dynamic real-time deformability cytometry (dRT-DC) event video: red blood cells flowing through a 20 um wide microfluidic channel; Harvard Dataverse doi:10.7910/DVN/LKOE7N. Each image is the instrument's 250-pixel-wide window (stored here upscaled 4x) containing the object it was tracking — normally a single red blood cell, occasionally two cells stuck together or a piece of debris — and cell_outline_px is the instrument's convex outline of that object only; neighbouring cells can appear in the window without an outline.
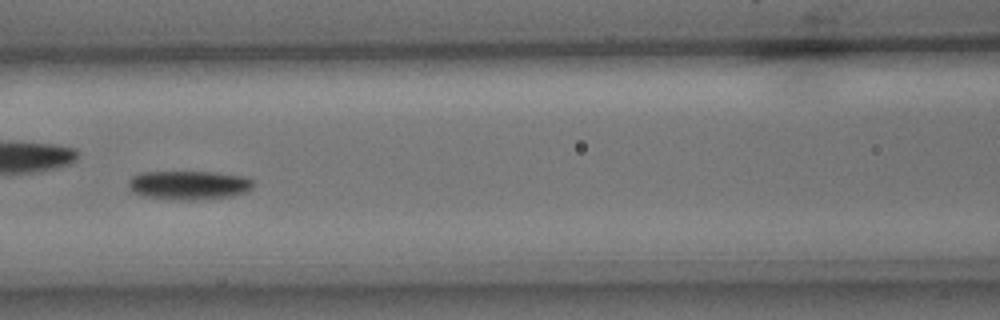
{"species": "common noctule bat (a hibernating species)", "species_latin": "Nyctalus noctula", "temperature_condition": "cold", "stored_images_in_passage": 9, "camera_frame_rate_fps": 3000, "um_per_image_px": 0.085, "animal": {"sex": "male", "body_mass_g": 15.6}, "frame": {"image": 1, "passage_image": 8, "time_ms": 8.333, "image_size_px": [1000, 320], "cell_outline_px": [[252, 188], [248, 192], [232, 196], [196, 200], [180, 200], [140, 196], [132, 192], [128, 188], [128, 180], [132, 176], [140, 172], [216, 172], [248, 176], [252, 180]], "centroid_in_image_um": [16.05, 15.73], "position_along_channel_um": 150.6, "area_um2": 21.44}}